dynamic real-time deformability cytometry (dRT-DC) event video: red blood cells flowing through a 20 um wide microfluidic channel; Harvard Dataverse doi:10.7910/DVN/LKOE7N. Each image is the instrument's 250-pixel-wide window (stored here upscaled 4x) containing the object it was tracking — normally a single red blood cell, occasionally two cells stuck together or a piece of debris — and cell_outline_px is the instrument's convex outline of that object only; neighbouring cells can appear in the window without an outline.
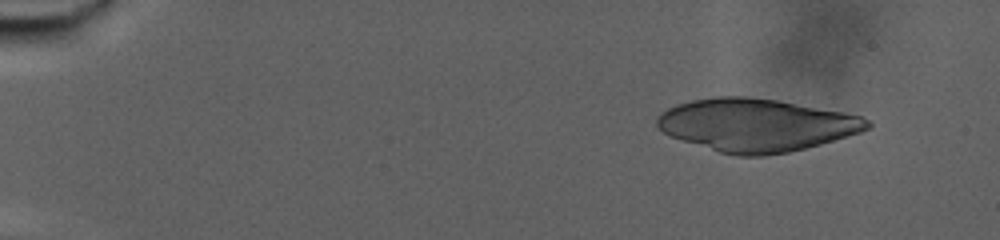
{"species": "human", "species_latin": "Homo sapiens", "temperature_condition": "warm", "stored_images_in_passage": 23, "camera_frame_rate_fps": 3000, "um_per_image_px": 0.085, "donor": {"sex": "male"}, "frame": {"image": 1, "passage_image": 1, "time_ms": 0.0, "image_size_px": [1000, 240], "cell_outline_px": [[872, 124], [868, 128], [860, 132], [820, 144], [788, 152], [760, 156], [736, 156], [720, 152], [672, 136], [664, 132], [656, 124], [656, 120], [668, 108], [676, 104], [692, 100], [716, 96], [748, 96], [776, 100], [844, 112], [860, 116], [868, 120]], "centroid_in_image_um": [64.29, 10.62], "position_along_channel_um": 20.7, "area_um2": 63.93}}